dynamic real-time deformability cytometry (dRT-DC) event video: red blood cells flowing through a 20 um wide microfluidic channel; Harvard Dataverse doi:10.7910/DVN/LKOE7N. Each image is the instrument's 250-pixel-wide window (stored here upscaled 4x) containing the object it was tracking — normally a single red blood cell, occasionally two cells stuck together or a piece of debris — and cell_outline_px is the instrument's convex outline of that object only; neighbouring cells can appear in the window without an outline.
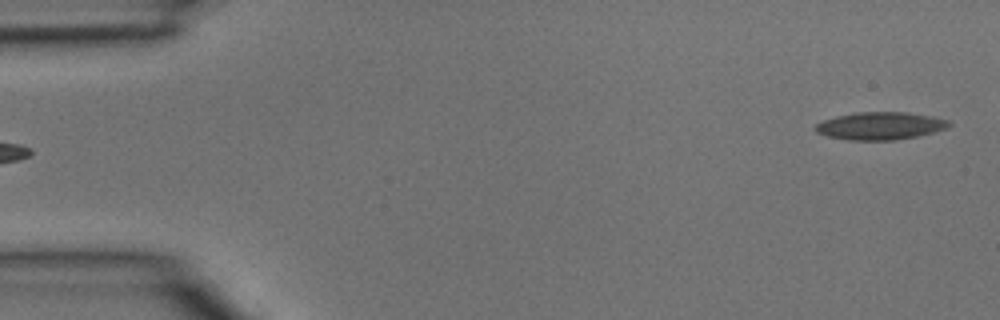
{"species": "common noctule bat (a hibernating species)", "species_latin": "Nyctalus noctula", "temperature_condition": "room temperature", "stored_images_in_passage": 3, "segment_of_instrument_passage": [2, 2], "camera_frame_rate_fps": 3000, "um_per_image_px": 0.085, "animal": {"sex": "male", "body_mass_g": 15.6}, "frame": {"image": 1, "passage_image": 3, "time_ms": 0.667, "image_size_px": [1000, 320], "cell_outline_px": [[952, 124], [948, 128], [916, 136], [896, 140], [848, 140], [828, 136], [816, 132], [812, 128], [816, 124], [824, 120], [836, 116], [856, 112], [908, 112], [932, 116], [948, 120]], "centroid_in_image_um": [74.81, 10.69], "position_along_channel_um": 10.2, "area_um2": 21.56}}